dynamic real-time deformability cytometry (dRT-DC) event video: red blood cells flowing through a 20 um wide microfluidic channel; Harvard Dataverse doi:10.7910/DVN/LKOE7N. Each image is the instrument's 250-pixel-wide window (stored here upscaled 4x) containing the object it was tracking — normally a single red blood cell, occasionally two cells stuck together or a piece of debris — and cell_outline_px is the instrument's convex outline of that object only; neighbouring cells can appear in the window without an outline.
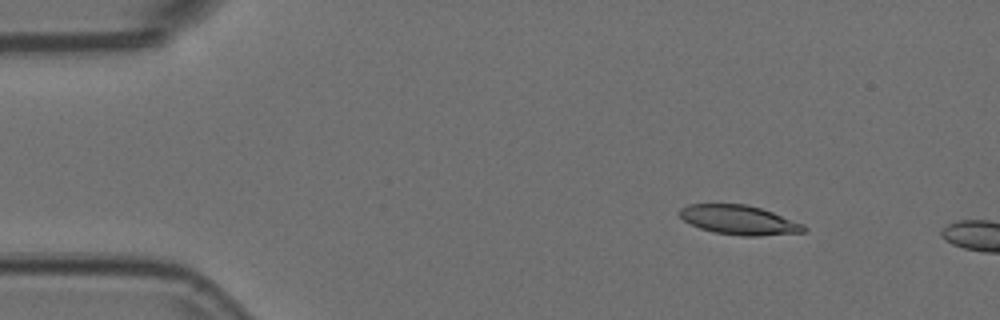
{"species": "Egyptian fruit bat (a non-hibernating species)", "species_latin": "Rousettus aegyptiacus", "temperature_condition": "room temperature", "stored_images_in_passage": 11, "camera_frame_rate_fps": 3000, "um_per_image_px": 0.085, "animal": {"sex": "female"}, "frame": {"image": 1, "passage_image": 7, "time_ms": 2.0, "image_size_px": [1000, 320], "cell_outline_px": [[808, 228], [804, 232], [760, 236], [740, 236], [712, 232], [700, 228], [684, 220], [680, 216], [680, 208], [688, 204], [744, 204], [760, 208], [772, 212], [804, 224]], "centroid_in_image_um": [62.83, 18.71], "position_along_channel_um": 22.2, "area_um2": 21.21}}